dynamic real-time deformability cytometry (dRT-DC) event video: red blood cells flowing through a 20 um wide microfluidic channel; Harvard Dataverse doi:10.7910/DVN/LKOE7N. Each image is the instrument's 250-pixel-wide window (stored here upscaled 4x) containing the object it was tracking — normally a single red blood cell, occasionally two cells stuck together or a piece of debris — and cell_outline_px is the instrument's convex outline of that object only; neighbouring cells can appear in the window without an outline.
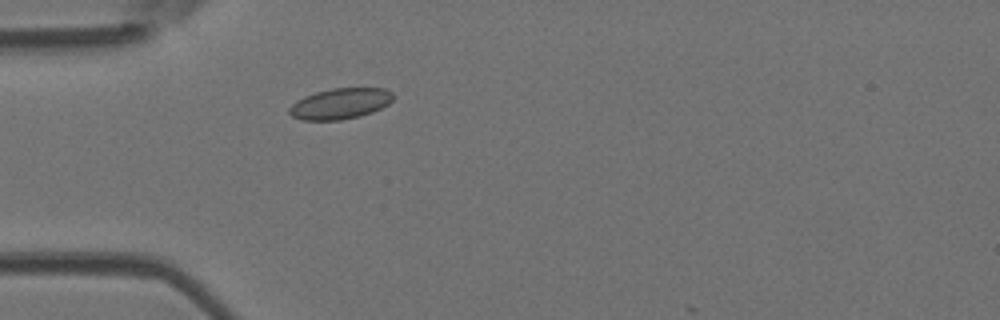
{"species": "Egyptian fruit bat (a non-hibernating species)", "species_latin": "Rousettus aegyptiacus", "temperature_condition": "room temperature", "stored_images_in_passage": 40, "camera_frame_rate_fps": 3000, "um_per_image_px": 0.085, "animal": {"sex": "female"}, "frame": {"image": 1, "passage_image": 6, "time_ms": 1.667, "image_size_px": [1000, 320], "cell_outline_px": [[392, 100], [388, 104], [372, 112], [360, 116], [340, 120], [300, 120], [292, 116], [288, 112], [288, 108], [296, 100], [304, 96], [316, 92], [332, 88], [384, 88], [392, 92]], "centroid_in_image_um": [28.88, 8.81], "position_along_channel_um": 56.1, "area_um2": 18.67}}
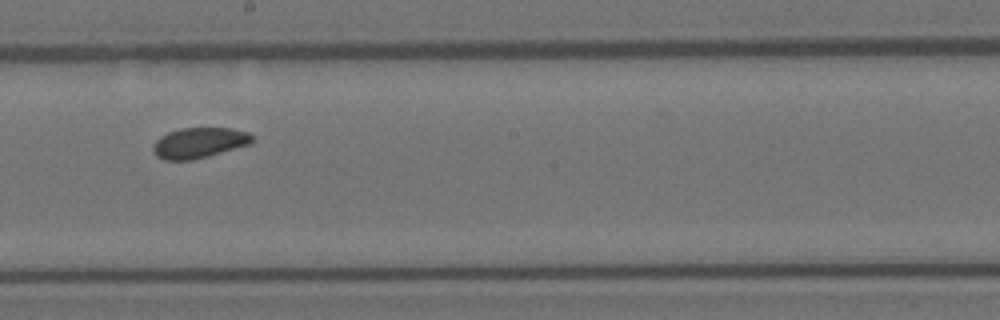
{"frame": {"image": 2, "passage_image": 20, "time_ms": 6.333, "image_size_px": [1000, 320], "cell_outline_px": [[252, 140], [248, 144], [208, 156], [192, 160], [164, 160], [156, 156], [152, 148], [156, 140], [160, 136], [168, 132], [180, 128], [232, 128], [248, 132], [252, 136]], "centroid_in_image_um": [16.88, 12.13], "position_along_channel_um": 231.3, "area_um2": 17.46}}
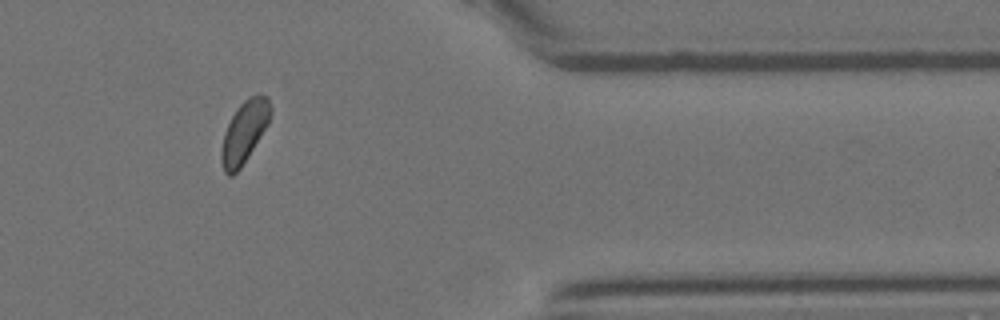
{"frame": {"image": 3, "passage_image": 34, "time_ms": 11.0, "image_size_px": [1000, 320], "cell_outline_px": [[272, 112], [268, 124], [248, 156], [240, 168], [232, 176], [228, 176], [224, 172], [220, 160], [220, 152], [224, 132], [236, 108], [248, 96], [268, 96], [272, 108]], "centroid_in_image_um": [20.75, 11.22], "position_along_channel_um": 390.6, "area_um2": 17.69}, "authors_computed_cell_mechanics": {"area_um2": 17.8313, "velocity_mm_per_s": 3.8841, "shape_relaxation_time_tau1_ms": null, "shape_relaxation_time_tau2_ms": 7.6918, "deformation_change_tau1": null, "deformation_change_tau2": 0.0986}}